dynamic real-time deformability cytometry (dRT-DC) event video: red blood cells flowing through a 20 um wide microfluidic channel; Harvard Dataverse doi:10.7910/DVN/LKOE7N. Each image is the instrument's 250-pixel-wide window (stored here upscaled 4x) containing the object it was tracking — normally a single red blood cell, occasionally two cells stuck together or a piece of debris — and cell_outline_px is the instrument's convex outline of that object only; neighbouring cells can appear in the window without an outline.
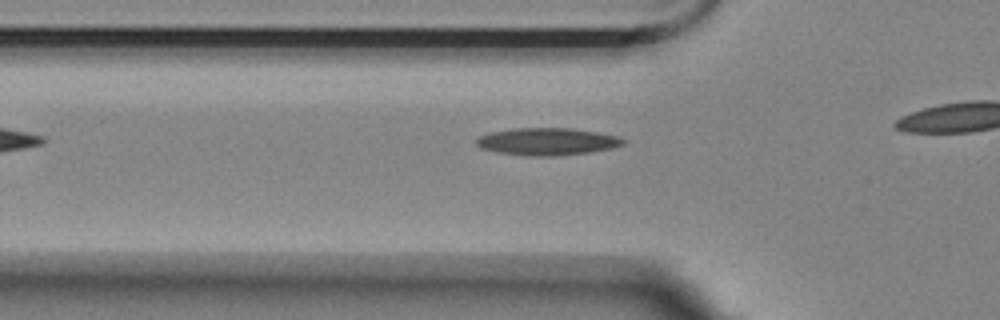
{"species": "Egyptian fruit bat (a non-hibernating species)", "species_latin": "Rousettus aegyptiacus", "temperature_condition": "room temperature", "stored_images_in_passage": 30, "camera_frame_rate_fps": 3000, "um_per_image_px": 0.085, "animal": {"sex": "female"}, "frame": {"image": 1, "passage_image": 3, "time_ms": 0.667, "image_size_px": [1000, 320], "cell_outline_px": [[624, 144], [612, 148], [588, 152], [556, 156], [532, 156], [496, 152], [480, 148], [476, 144], [476, 136], [488, 132], [516, 128], [572, 128], [596, 132], [616, 136], [624, 140]], "centroid_in_image_um": [46.44, 12.03], "position_along_channel_um": 79.4, "area_um2": 23.35}}
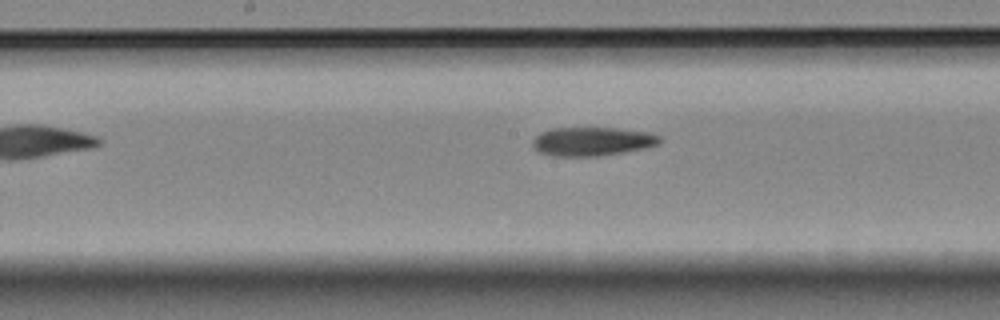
{"frame": {"image": 2, "passage_image": 13, "time_ms": 4.0, "image_size_px": [1000, 320], "cell_outline_px": [[660, 144], [644, 148], [596, 156], [552, 156], [540, 152], [532, 148], [532, 140], [540, 132], [552, 128], [616, 128], [648, 132], [660, 136]], "centroid_in_image_um": [50.29, 12.01], "position_along_channel_um": 197.9, "area_um2": 21.21}}
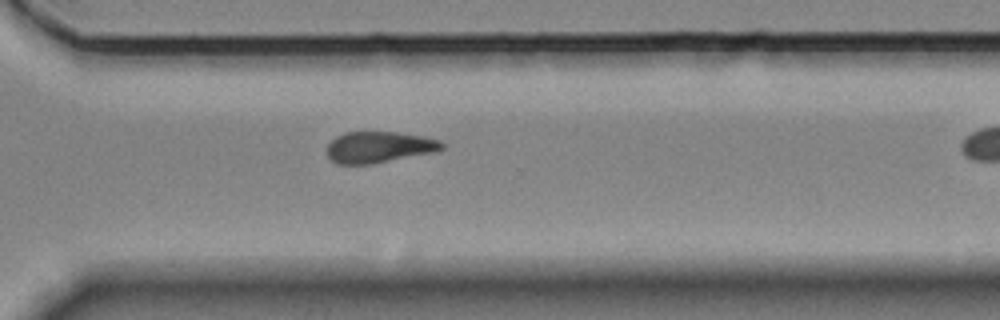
{"frame": {"image": 3, "passage_image": 25, "time_ms": 8.0, "image_size_px": [1000, 320], "cell_outline_px": [[444, 148], [432, 152], [372, 164], [336, 164], [328, 160], [328, 144], [336, 136], [344, 132], [396, 132], [424, 136], [440, 140], [444, 144]], "centroid_in_image_um": [32.18, 12.5], "position_along_channel_um": 338.4, "area_um2": 20.92}}